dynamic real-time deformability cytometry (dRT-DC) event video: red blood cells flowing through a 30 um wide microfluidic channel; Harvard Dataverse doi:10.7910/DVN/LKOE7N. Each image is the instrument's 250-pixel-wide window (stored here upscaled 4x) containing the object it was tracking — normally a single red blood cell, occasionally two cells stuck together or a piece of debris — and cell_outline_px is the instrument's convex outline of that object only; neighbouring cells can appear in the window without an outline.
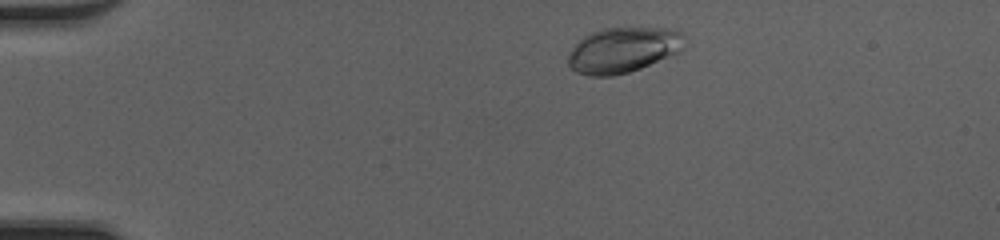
{"species": "common noctule bat (a hibernating species)", "species_latin": "Nyctalus noctula", "temperature_condition": "cold", "stored_images_in_passage": 44, "camera_frame_rate_fps": 3000, "um_per_image_px": 0.085, "animal": {"sex": "female", "body_mass_g": 20.0, "forearm_length_mm": 54.0}, "frame": {"image": 1, "passage_image": 4, "time_ms": 1.0, "image_size_px": [1000, 240], "cell_outline_px": [[684, 48], [680, 52], [640, 68], [628, 72], [612, 76], [588, 76], [576, 72], [568, 64], [568, 56], [572, 48], [584, 36], [592, 32], [604, 28], [668, 28], [680, 32], [684, 36]], "centroid_in_image_um": [52.97, 4.25], "position_along_channel_um": 32.0, "area_um2": 30.69}}
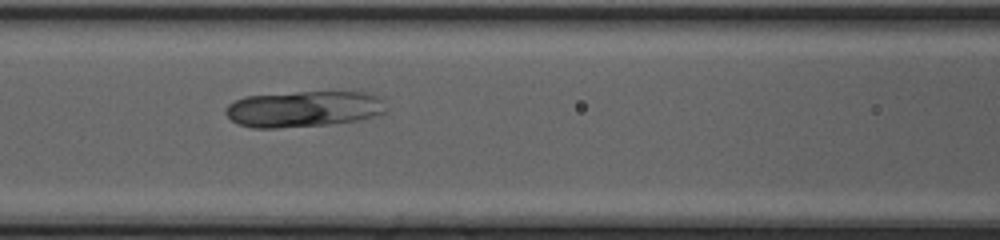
{"frame": {"image": 2, "passage_image": 17, "time_ms": 5.333, "image_size_px": [1000, 240], "cell_outline_px": [[384, 112], [360, 120], [328, 124], [276, 128], [252, 128], [240, 124], [232, 120], [224, 112], [224, 108], [228, 104], [244, 96], [296, 92], [372, 92], [380, 96], [384, 100]], "centroid_in_image_um": [25.8, 9.25], "position_along_channel_um": 140.8, "area_um2": 33.81}}
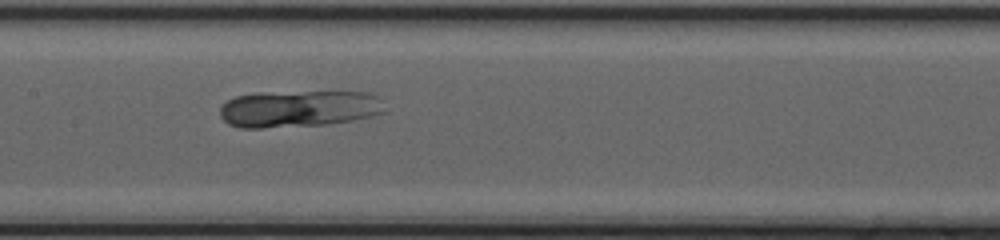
{"frame": {"image": 3, "passage_image": 20, "time_ms": 6.333, "image_size_px": [1000, 240], "cell_outline_px": [[384, 112], [352, 120], [328, 124], [260, 128], [240, 128], [228, 124], [220, 116], [220, 108], [228, 100], [236, 96], [256, 92], [368, 92], [380, 96]], "centroid_in_image_um": [25.36, 9.23], "position_along_channel_um": 182.0, "area_um2": 35.37}}